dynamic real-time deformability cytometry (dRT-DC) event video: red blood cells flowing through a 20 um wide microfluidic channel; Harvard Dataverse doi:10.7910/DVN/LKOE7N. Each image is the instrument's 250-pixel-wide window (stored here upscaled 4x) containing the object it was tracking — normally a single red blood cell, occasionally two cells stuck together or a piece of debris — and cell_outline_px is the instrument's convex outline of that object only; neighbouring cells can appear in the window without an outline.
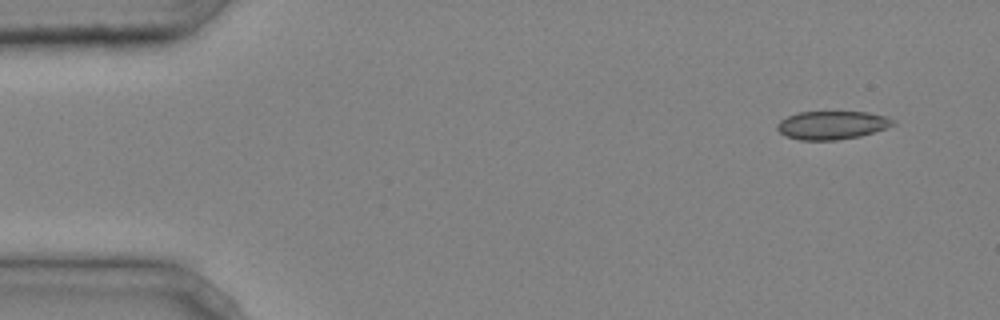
{"species": "common noctule bat (a hibernating species)", "species_latin": "Nyctalus noctula", "temperature_condition": "cold", "stored_images_in_passage": 5, "camera_frame_rate_fps": 3000, "um_per_image_px": 0.085, "animal": {"sex": "male", "body_mass_g": 20.4}, "frame": {"image": 1, "passage_image": 1, "time_ms": 0.0, "image_size_px": [1000, 320], "cell_outline_px": [[896, 124], [860, 136], [836, 140], [800, 140], [784, 136], [776, 128], [776, 124], [780, 120], [796, 112], [868, 112], [888, 116]], "centroid_in_image_um": [70.68, 10.63], "position_along_channel_um": 14.3, "area_um2": 19.13}}
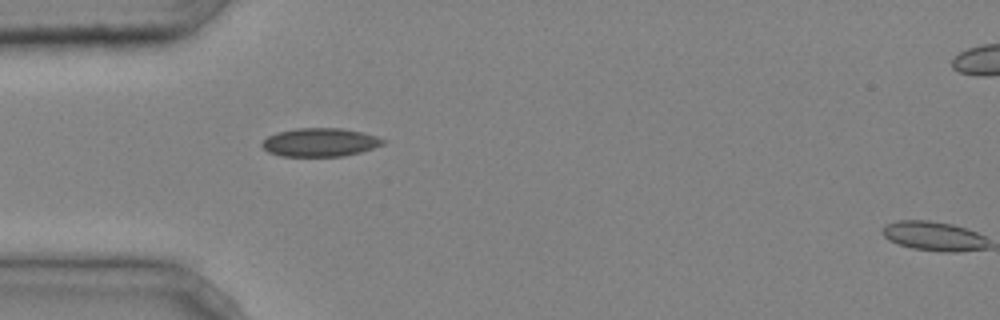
{"frame": {"image": 2, "passage_image": 4, "time_ms": 1.0, "image_size_px": [1000, 320], "cell_outline_px": [[388, 140], [384, 144], [360, 152], [344, 156], [280, 156], [268, 152], [260, 144], [268, 136], [276, 132], [296, 128], [340, 128], [360, 132], [376, 136]], "centroid_in_image_um": [27.19, 12.1], "position_along_channel_um": 57.8, "area_um2": 20.06}}